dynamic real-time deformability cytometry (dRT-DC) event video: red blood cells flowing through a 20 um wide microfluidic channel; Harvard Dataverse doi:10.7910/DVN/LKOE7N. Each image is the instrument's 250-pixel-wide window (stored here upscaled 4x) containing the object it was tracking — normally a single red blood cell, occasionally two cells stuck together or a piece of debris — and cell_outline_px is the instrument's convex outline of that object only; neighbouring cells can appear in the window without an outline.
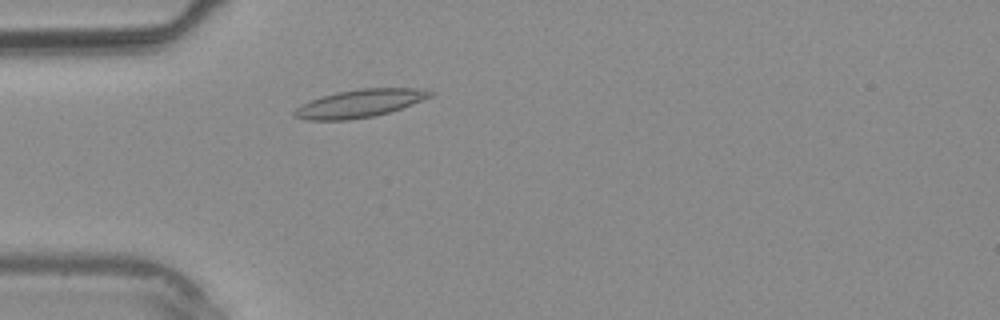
{"species": "common noctule bat (a hibernating species)", "species_latin": "Nyctalus noctula", "temperature_condition": "warm", "stored_images_in_passage": 2, "camera_frame_rate_fps": 3000, "um_per_image_px": 0.085, "animal": {"sex": "male", "body_mass_g": 20.4}, "frame": {"image": 1, "passage_image": 2, "time_ms": 1.0, "image_size_px": [1000, 320], "cell_outline_px": [[436, 92], [432, 96], [412, 104], [376, 116], [348, 120], [308, 120], [292, 116], [292, 112], [296, 108], [312, 100], [336, 92], [360, 88], [424, 88]], "centroid_in_image_um": [30.61, 8.79], "position_along_channel_um": 54.4, "area_um2": 22.02}}